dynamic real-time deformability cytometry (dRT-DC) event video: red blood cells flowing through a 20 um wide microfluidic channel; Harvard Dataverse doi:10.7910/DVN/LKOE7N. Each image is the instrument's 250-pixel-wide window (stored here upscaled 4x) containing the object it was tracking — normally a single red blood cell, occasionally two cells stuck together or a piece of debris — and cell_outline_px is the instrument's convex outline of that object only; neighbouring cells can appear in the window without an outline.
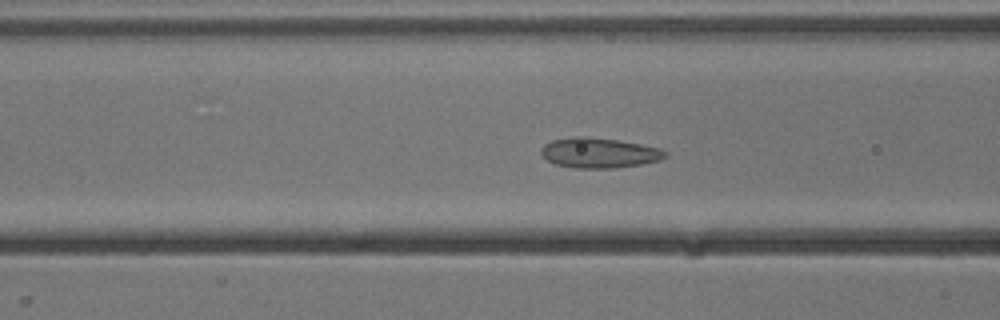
{"species": "common noctule bat (a hibernating species)", "species_latin": "Nyctalus noctula", "temperature_condition": "cold", "stored_images_in_passage": 54, "camera_frame_rate_fps": 3000, "um_per_image_px": 0.085, "animal": {"sex": "male", "body_mass_g": 13.3}, "frame": {"image": 1, "passage_image": 21, "time_ms": 6.667, "image_size_px": [1000, 320], "cell_outline_px": [[668, 156], [660, 160], [640, 164], [616, 168], [576, 168], [556, 164], [548, 160], [540, 152], [540, 148], [544, 144], [552, 140], [576, 136], [584, 136], [616, 140], [640, 144], [660, 148], [668, 152]], "centroid_in_image_um": [50.93, 12.99], "position_along_channel_um": 115.7, "area_um2": 21.73}}
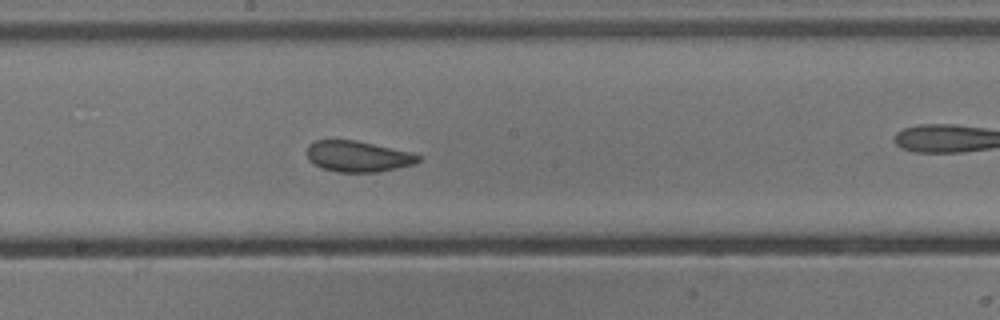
{"frame": {"image": 2, "passage_image": 29, "time_ms": 9.333, "image_size_px": [1000, 320], "cell_outline_px": [[420, 160], [416, 164], [376, 172], [336, 172], [320, 168], [308, 160], [308, 144], [316, 140], [356, 140], [408, 152], [420, 156]], "centroid_in_image_um": [30.38, 13.3], "position_along_channel_um": 217.8, "area_um2": 19.94}}
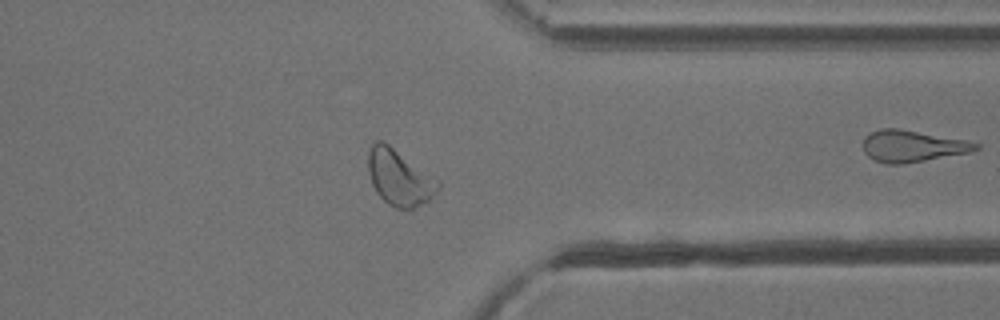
{"frame": {"image": 3, "passage_image": 42, "time_ms": 13.667, "image_size_px": [1000, 320], "cell_outline_px": [[440, 188], [428, 200], [412, 208], [396, 208], [388, 204], [376, 192], [372, 184], [368, 172], [368, 148], [376, 140], [384, 140], [440, 180]], "centroid_in_image_um": [33.93, 15.05], "position_along_channel_um": 377.5, "area_um2": 22.95}, "authors_computed_cell_mechanics": {"area_um2": 22.2241, "velocity_mm_per_s": 3.8313, "shape_relaxation_time_tau1_ms": 7.7083, "shape_relaxation_time_tau2_ms": 1.3573, "deformation_change_tau1": 0.1301, "deformation_change_tau2": 0.0786}}